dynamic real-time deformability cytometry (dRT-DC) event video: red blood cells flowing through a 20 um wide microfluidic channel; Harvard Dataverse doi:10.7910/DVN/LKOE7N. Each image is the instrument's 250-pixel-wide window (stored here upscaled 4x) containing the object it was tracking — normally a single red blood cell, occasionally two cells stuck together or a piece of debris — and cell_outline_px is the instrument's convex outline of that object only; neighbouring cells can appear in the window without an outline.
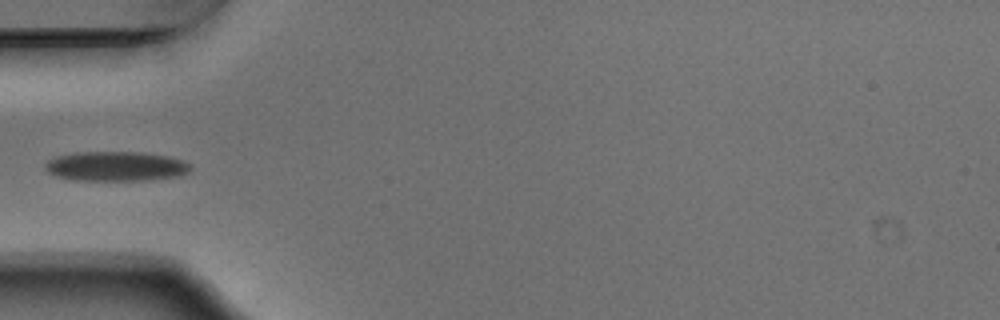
{"species": "Egyptian fruit bat (a non-hibernating species)", "species_latin": "Rousettus aegyptiacus", "temperature_condition": "warm", "stored_images_in_passage": 37, "camera_frame_rate_fps": 3000, "um_per_image_px": 0.085, "animal": {"sex": "male"}, "frame": {"image": 1, "passage_image": 1, "time_ms": 0.0, "image_size_px": [1000, 320], "cell_outline_px": [[188, 168], [184, 172], [168, 176], [132, 180], [88, 180], [60, 176], [52, 172], [48, 168], [48, 160], [60, 156], [88, 152], [132, 152], [164, 156], [180, 160], [188, 164]], "centroid_in_image_um": [9.81, 14.11], "position_along_channel_um": 75.2, "area_um2": 23.12}}
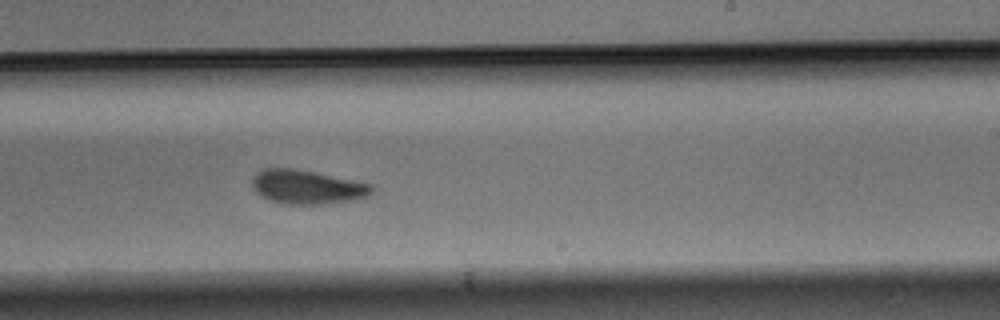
{"frame": {"image": 2, "passage_image": 16, "time_ms": 5.0, "image_size_px": [1000, 320], "cell_outline_px": [[372, 192], [364, 196], [344, 200], [312, 204], [288, 204], [272, 200], [264, 196], [256, 188], [252, 180], [260, 172], [268, 168], [288, 168], [312, 172], [368, 184], [372, 188]], "centroid_in_image_um": [26.06, 15.88], "position_along_channel_um": 262.9, "area_um2": 21.96}}
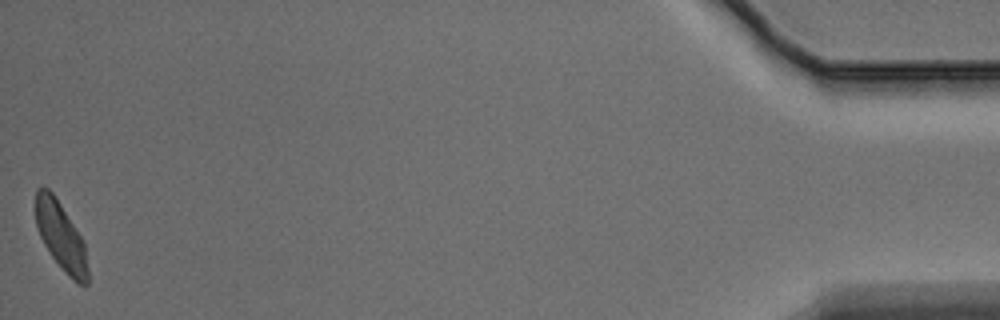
{"frame": {"image": 3, "passage_image": 37, "time_ms": 12.0, "image_size_px": [1000, 320], "cell_outline_px": [[88, 284], [80, 284], [52, 256], [44, 244], [40, 236], [36, 224], [36, 188], [48, 188], [52, 192], [60, 204], [80, 236], [84, 244], [88, 268]], "centroid_in_image_um": [5.16, 20.03], "position_along_channel_um": 430.0, "area_um2": 19.71}}